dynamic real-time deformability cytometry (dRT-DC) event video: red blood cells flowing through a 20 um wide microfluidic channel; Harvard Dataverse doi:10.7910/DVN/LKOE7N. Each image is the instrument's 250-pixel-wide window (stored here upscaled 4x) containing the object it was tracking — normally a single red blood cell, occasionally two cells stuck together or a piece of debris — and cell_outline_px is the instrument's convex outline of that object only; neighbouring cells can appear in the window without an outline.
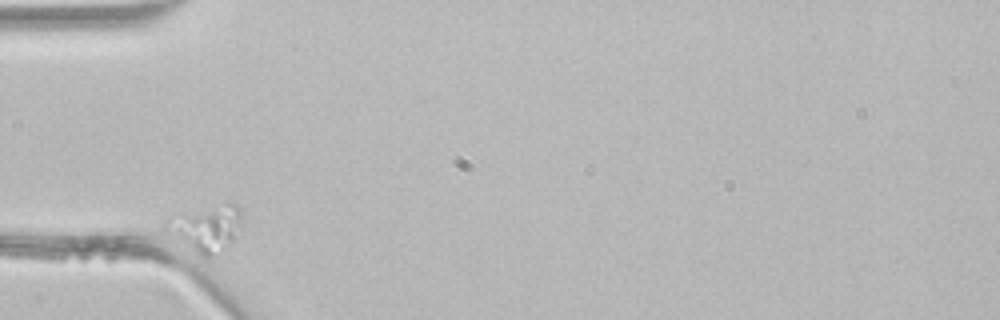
{"species": "common noctule bat (a hibernating species)", "species_latin": "Nyctalus noctula", "temperature_condition": "room temperature", "stored_images_in_passage": 2, "camera_frame_rate_fps": 3000, "um_per_image_px": 0.085, "animal": {"sex": "male", "body_mass_g": 21.5, "forearm_length_mm": 52.0}, "frame": {"image": 1, "passage_image": 1, "time_ms": 0.0, "image_size_px": [1000, 320], "cell_outline_px": [[240, 216], [232, 240], [208, 256], [204, 256], [164, 228], [164, 224], [168, 220], [184, 212], [228, 204], [236, 204], [240, 208]], "centroid_in_image_um": [17.5, 19.33], "position_along_channel_um": 67.5, "area_um2": 18.26}}
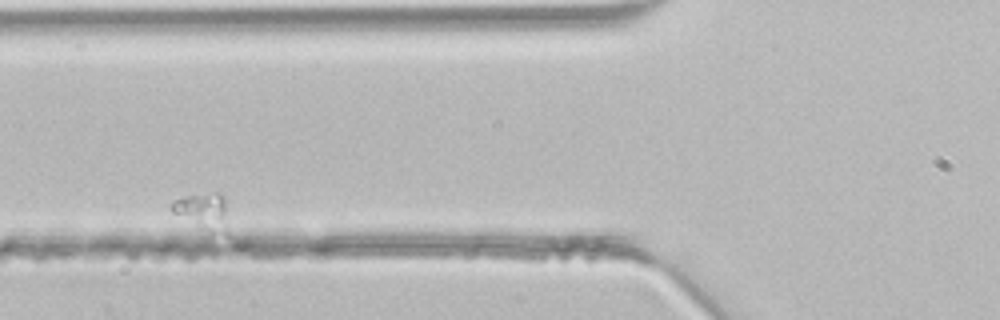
{"frame": {"image": 2, "passage_image": 2, "time_ms": 0.333, "image_size_px": [1000, 320], "cell_outline_px": [[232, 236], [208, 236], [172, 212], [168, 208], [172, 200], [188, 196], [216, 192], [220, 192], [224, 196], [232, 232]], "centroid_in_image_um": [17.37, 18.12], "position_along_channel_um": 108.4, "area_um2": 13.7}}